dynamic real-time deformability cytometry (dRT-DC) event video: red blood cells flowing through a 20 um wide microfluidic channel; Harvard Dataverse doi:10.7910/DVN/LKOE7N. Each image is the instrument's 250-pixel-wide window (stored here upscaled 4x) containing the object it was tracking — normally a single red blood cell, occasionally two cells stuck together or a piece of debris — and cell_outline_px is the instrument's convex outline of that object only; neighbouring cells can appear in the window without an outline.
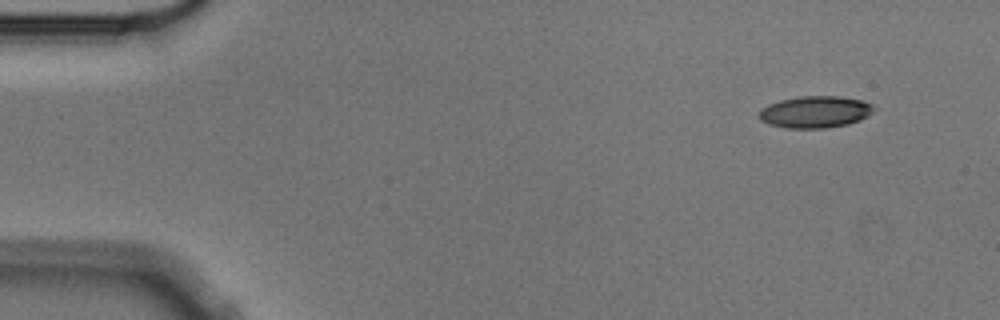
{"species": "Egyptian fruit bat (a non-hibernating species)", "species_latin": "Rousettus aegyptiacus", "temperature_condition": "cold", "stored_images_in_passage": 3, "camera_frame_rate_fps": 3000, "um_per_image_px": 0.085, "animal": {"sex": "male"}, "frame": {"image": 1, "passage_image": 1, "time_ms": 0.0, "image_size_px": [1000, 320], "cell_outline_px": [[876, 108], [868, 116], [860, 120], [848, 124], [824, 128], [788, 128], [768, 124], [760, 120], [760, 108], [768, 104], [780, 100], [800, 96], [836, 96], [860, 100], [872, 104]], "centroid_in_image_um": [69.28, 9.51], "position_along_channel_um": 15.7, "area_um2": 21.27}}